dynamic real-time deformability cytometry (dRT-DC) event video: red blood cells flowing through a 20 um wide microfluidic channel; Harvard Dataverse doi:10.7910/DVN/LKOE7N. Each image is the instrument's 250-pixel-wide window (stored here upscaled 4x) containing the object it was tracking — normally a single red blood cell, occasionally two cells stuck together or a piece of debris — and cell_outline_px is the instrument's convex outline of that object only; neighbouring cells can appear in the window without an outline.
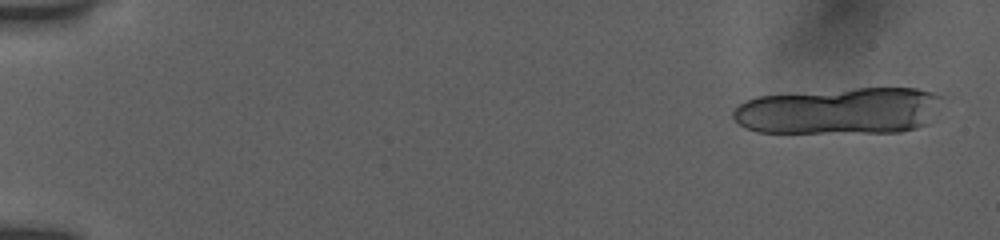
{"species": "human", "species_latin": "Homo sapiens", "temperature_condition": "room temperature", "stored_images_in_passage": 19, "camera_frame_rate_fps": 3000, "um_per_image_px": 0.085, "donor": {"sex": "female"}, "frame": {"image": 1, "passage_image": 2, "time_ms": 0.333, "image_size_px": [1000, 240], "cell_outline_px": [[944, 96], [928, 124], [916, 128], [900, 132], [756, 132], [740, 124], [732, 116], [732, 112], [744, 100], [756, 96], [856, 88], [916, 88], [932, 92]], "centroid_in_image_um": [71.38, 9.42], "position_along_channel_um": 13.6, "area_um2": 56.88}}